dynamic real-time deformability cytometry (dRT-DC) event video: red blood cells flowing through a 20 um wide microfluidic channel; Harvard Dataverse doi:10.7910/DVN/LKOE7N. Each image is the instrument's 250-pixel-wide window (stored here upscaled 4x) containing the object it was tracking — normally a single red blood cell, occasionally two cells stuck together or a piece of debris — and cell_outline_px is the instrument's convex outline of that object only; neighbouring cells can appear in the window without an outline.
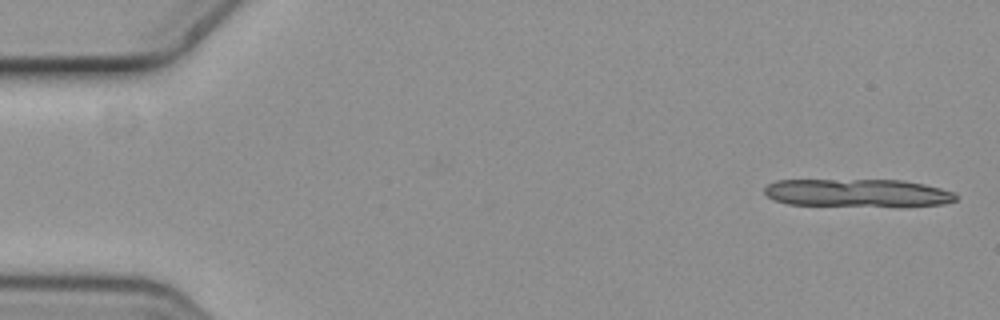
{"species": "common noctule bat (a hibernating species)", "species_latin": "Nyctalus noctula", "temperature_condition": "cold", "stored_images_in_passage": 4, "camera_frame_rate_fps": 3000, "um_per_image_px": 0.085, "animal": {"sex": "female", "body_mass_g": 19.3, "forearm_length_mm": 54.1}, "frame": {"image": 1, "passage_image": 1, "time_ms": 0.0, "image_size_px": [1000, 320], "cell_outline_px": [[956, 200], [944, 204], [900, 208], [896, 208], [788, 204], [776, 200], [768, 196], [764, 192], [764, 188], [768, 184], [776, 180], [904, 180], [924, 184], [940, 188], [952, 192], [956, 196]], "centroid_in_image_um": [72.95, 16.43], "position_along_channel_um": 12.1, "area_um2": 32.08}}